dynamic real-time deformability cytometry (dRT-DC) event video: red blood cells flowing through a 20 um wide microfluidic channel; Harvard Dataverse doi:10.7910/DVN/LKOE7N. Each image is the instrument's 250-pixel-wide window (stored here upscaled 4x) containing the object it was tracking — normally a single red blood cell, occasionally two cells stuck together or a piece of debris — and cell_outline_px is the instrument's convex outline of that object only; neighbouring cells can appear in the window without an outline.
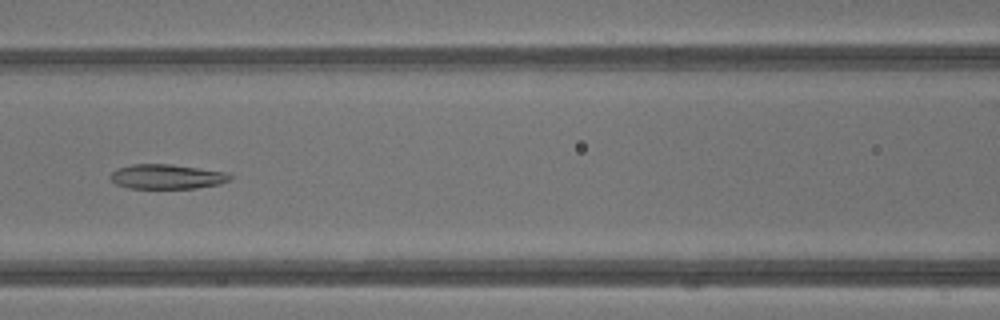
{"species": "common noctule bat (a hibernating species)", "species_latin": "Nyctalus noctula", "temperature_condition": "warm", "stored_images_in_passage": 34, "camera_frame_rate_fps": 3000, "um_per_image_px": 0.085, "animal": {"sex": "male", "body_mass_g": 13.3}, "frame": {"image": 1, "passage_image": 10, "time_ms": 3.0, "image_size_px": [1000, 320], "cell_outline_px": [[232, 176], [228, 180], [220, 184], [196, 188], [128, 188], [116, 184], [112, 180], [112, 172], [116, 168], [132, 164], [172, 164], [228, 172]], "centroid_in_image_um": [14.2, 15.0], "position_along_channel_um": 152.4, "area_um2": 17.17}}
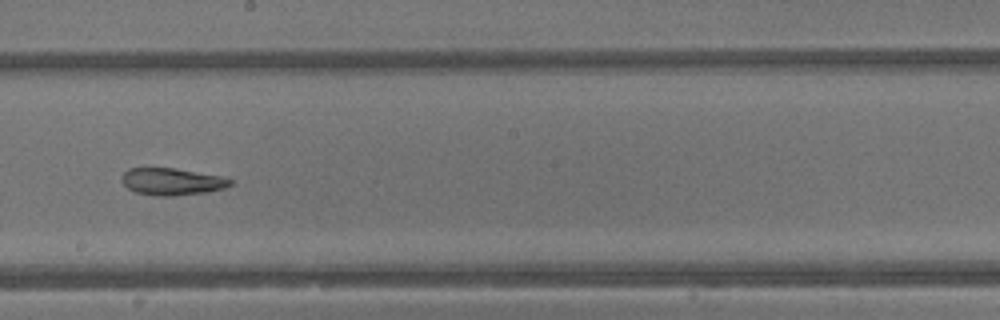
{"frame": {"image": 2, "passage_image": 15, "time_ms": 4.667, "image_size_px": [1000, 320], "cell_outline_px": [[232, 184], [224, 188], [204, 192], [172, 196], [156, 196], [136, 192], [128, 188], [120, 180], [124, 172], [128, 168], [176, 168], [220, 176], [232, 180]], "centroid_in_image_um": [14.58, 15.43], "position_along_channel_um": 233.6, "area_um2": 16.99}}
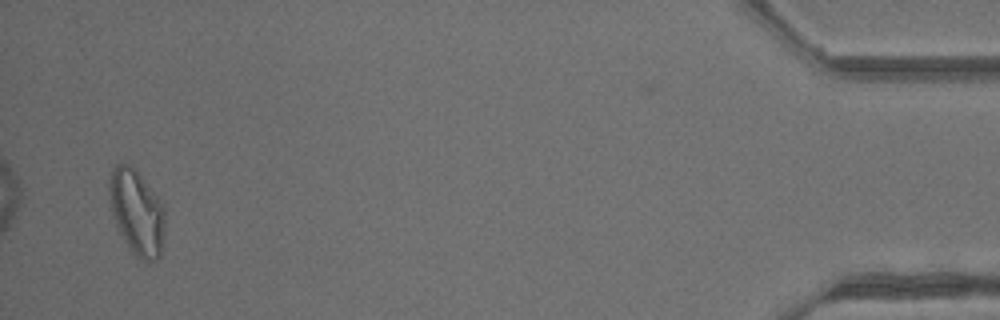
{"frame": {"image": 3, "passage_image": 32, "time_ms": 10.333, "image_size_px": [1000, 320], "cell_outline_px": [[164, 228], [160, 256], [156, 260], [140, 260], [136, 256], [120, 232], [112, 216], [108, 188], [108, 180], [112, 168], [116, 164], [124, 160], [132, 164], [164, 204]], "centroid_in_image_um": [11.61, 17.94], "position_along_channel_um": 423.6, "area_um2": 27.86}, "authors_computed_cell_mechanics": {"area_um2": 19.0162, "velocity_mm_per_s": 4.8852, "shape_relaxation_time_tau1_ms": null, "shape_relaxation_time_tau2_ms": 1.5376, "deformation_change_tau1": null, "deformation_change_tau2": 0.0895}}